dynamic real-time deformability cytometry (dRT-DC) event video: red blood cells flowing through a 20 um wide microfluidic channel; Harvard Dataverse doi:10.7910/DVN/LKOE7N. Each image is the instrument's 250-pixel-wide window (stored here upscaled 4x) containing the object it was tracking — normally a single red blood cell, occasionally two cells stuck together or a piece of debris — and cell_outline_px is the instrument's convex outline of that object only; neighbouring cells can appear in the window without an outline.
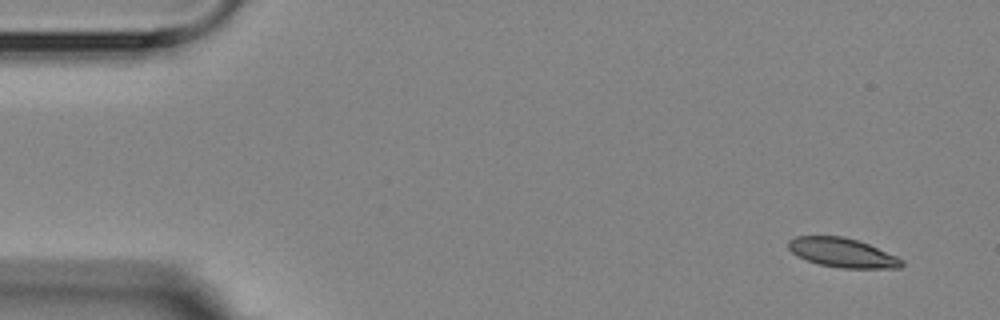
{"species": "Egyptian fruit bat (a non-hibernating species)", "species_latin": "Rousettus aegyptiacus", "temperature_condition": "room temperature", "stored_images_in_passage": 2, "camera_frame_rate_fps": 3000, "um_per_image_px": 0.085, "animal": {"sex": "female"}, "frame": {"image": 1, "passage_image": 1, "time_ms": 0.0, "image_size_px": [1000, 320], "cell_outline_px": [[904, 264], [900, 268], [844, 268], [820, 264], [796, 256], [788, 248], [788, 240], [796, 236], [844, 236], [868, 244], [896, 256], [904, 260]], "centroid_in_image_um": [71.6, 21.47], "position_along_channel_um": 13.4, "area_um2": 19.19}}